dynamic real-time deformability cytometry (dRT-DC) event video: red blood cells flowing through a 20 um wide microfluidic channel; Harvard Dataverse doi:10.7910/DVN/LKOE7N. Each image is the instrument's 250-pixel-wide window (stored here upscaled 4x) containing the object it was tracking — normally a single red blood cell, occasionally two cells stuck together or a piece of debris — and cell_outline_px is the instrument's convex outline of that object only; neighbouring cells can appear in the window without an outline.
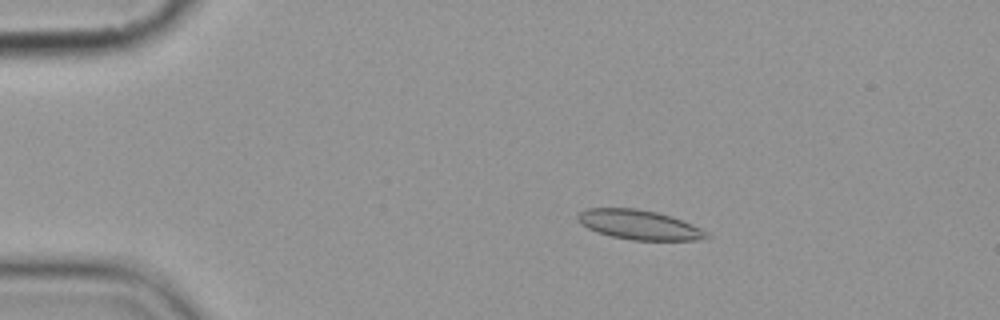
{"species": "common noctule bat (a hibernating species)", "species_latin": "Nyctalus noctula", "temperature_condition": "cold", "stored_images_in_passage": 8, "camera_frame_rate_fps": 3000, "um_per_image_px": 0.085, "animal": {"sex": "female", "body_mass_g": 19.9}, "frame": {"image": 1, "passage_image": 2, "time_ms": 1.0, "image_size_px": [1000, 320], "cell_outline_px": [[712, 236], [696, 240], [632, 240], [612, 236], [596, 232], [580, 224], [576, 220], [576, 216], [580, 212], [588, 208], [636, 208], [656, 212], [672, 216], [692, 224], [708, 232]], "centroid_in_image_um": [54.32, 19.1], "position_along_channel_um": 30.7, "area_um2": 22.25}}
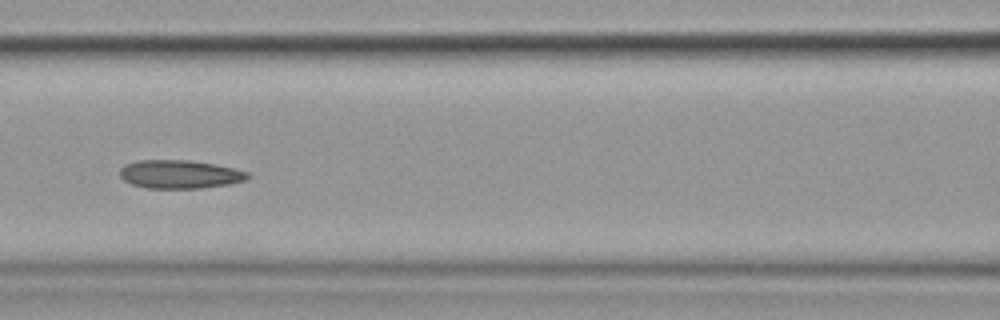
{"frame": {"image": 2, "passage_image": 6, "time_ms": 6.0, "image_size_px": [1000, 320], "cell_outline_px": [[252, 176], [244, 180], [228, 184], [200, 188], [144, 188], [132, 184], [124, 180], [120, 176], [120, 168], [124, 164], [140, 160], [192, 160], [216, 164], [248, 172]], "centroid_in_image_um": [15.26, 14.8], "position_along_channel_um": 151.3, "area_um2": 21.21}}
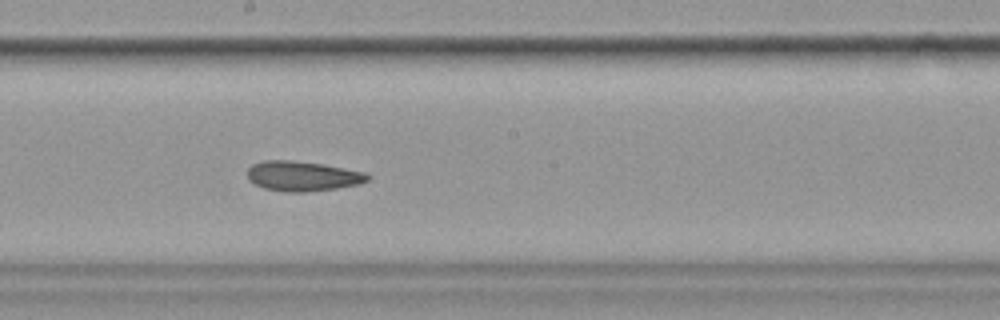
{"frame": {"image": 3, "passage_image": 8, "time_ms": 8.0, "image_size_px": [1000, 320], "cell_outline_px": [[372, 176], [368, 180], [360, 184], [336, 188], [304, 192], [288, 192], [264, 188], [248, 180], [248, 168], [252, 164], [264, 160], [292, 160], [320, 164], [368, 172]], "centroid_in_image_um": [25.74, 14.96], "position_along_channel_um": 222.5, "area_um2": 20.98}}